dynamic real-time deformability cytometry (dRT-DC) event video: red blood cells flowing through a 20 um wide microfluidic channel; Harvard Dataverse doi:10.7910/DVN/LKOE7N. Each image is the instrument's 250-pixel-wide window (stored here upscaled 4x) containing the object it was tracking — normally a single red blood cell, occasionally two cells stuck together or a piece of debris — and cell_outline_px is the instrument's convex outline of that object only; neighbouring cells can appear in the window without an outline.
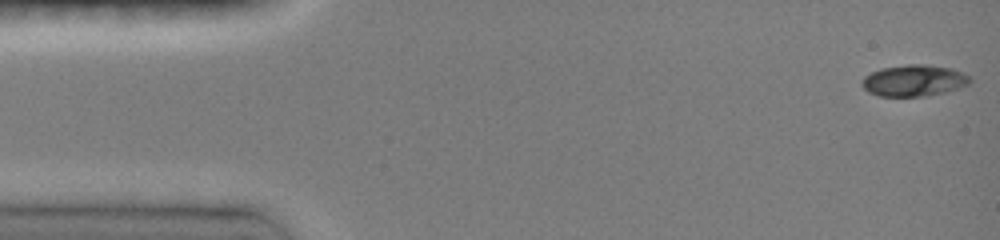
{"species": "common noctule bat (a hibernating species)", "species_latin": "Nyctalus noctula", "temperature_condition": "room temperature", "stored_images_in_passage": 46, "camera_frame_rate_fps": 3000, "um_per_image_px": 0.085, "animal": {"sex": "female", "body_mass_g": 19.0, "forearm_length_mm": 51.5}, "frame": {"image": 1, "passage_image": 1, "time_ms": 0.0, "image_size_px": [1000, 240], "cell_outline_px": [[972, 80], [968, 84], [944, 92], [928, 96], [880, 96], [868, 92], [860, 84], [860, 80], [864, 76], [880, 68], [908, 64], [924, 64], [952, 68], [964, 72], [972, 76]], "centroid_in_image_um": [77.68, 6.83], "position_along_channel_um": 7.3, "area_um2": 20.0}}
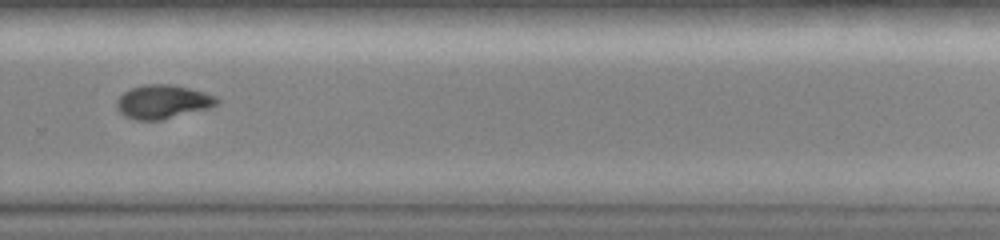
{"frame": {"image": 2, "passage_image": 32, "time_ms": 10.333, "image_size_px": [1000, 240], "cell_outline_px": [[220, 100], [212, 108], [160, 120], [136, 120], [124, 116], [120, 112], [116, 104], [116, 100], [124, 92], [132, 88], [144, 84], [172, 84], [204, 92], [216, 96]], "centroid_in_image_um": [13.85, 8.65], "position_along_channel_um": 315.9, "area_um2": 19.77}}
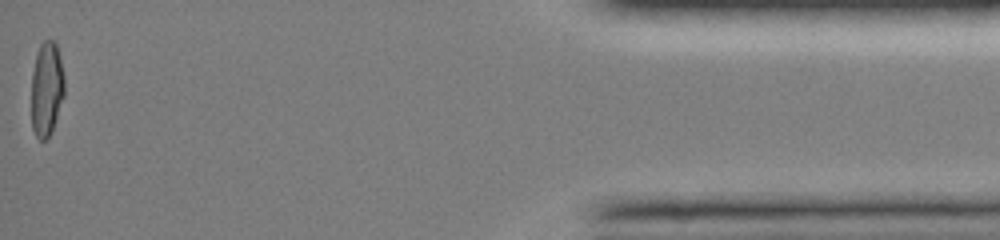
{"frame": {"image": 3, "passage_image": 46, "time_ms": 15.0, "image_size_px": [1000, 240], "cell_outline_px": [[64, 96], [52, 132], [44, 140], [40, 140], [36, 136], [32, 128], [32, 72], [36, 56], [40, 44], [44, 40], [52, 40], [56, 44], [60, 56], [64, 76]], "centroid_in_image_um": [3.97, 7.56], "position_along_channel_um": 431.2, "area_um2": 18.21}, "authors_computed_cell_mechanics": {"area_um2": 19.8254, "velocity_mm_per_s": 4.1524, "shape_relaxation_time_tau1_ms": 5.0328, "shape_relaxation_time_tau2_ms": null, "deformation_change_tau1": 0.1847, "deformation_change_tau2": null}}